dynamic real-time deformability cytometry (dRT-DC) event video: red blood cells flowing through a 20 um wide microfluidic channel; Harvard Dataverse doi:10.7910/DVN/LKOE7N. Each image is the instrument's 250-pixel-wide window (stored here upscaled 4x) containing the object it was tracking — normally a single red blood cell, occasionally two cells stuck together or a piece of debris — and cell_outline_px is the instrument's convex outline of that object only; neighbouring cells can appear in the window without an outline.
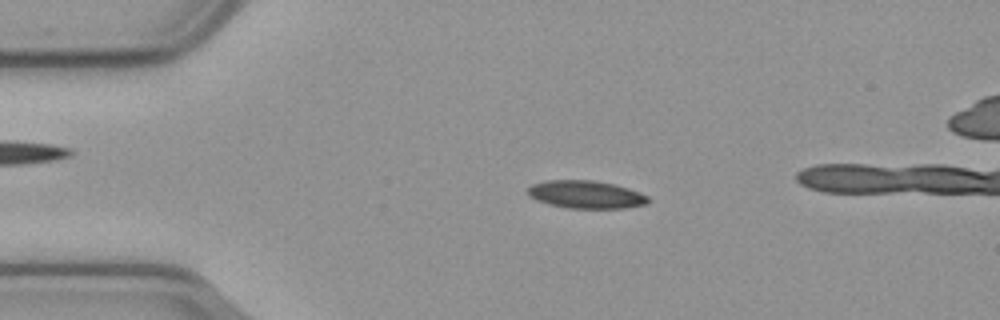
{"species": "common noctule bat (a hibernating species)", "species_latin": "Nyctalus noctula", "temperature_condition": "cold", "stored_images_in_passage": 48, "camera_frame_rate_fps": 3000, "um_per_image_px": 0.085, "animal": {"sex": "male", "body_mass_g": 23.1, "forearm_length_mm": 52.7}, "frame": {"image": 1, "passage_image": 9, "time_ms": 2.667, "image_size_px": [1000, 320], "cell_outline_px": [[648, 204], [624, 208], [568, 208], [548, 204], [536, 200], [528, 196], [528, 188], [532, 184], [544, 180], [596, 180], [616, 184], [640, 192], [648, 196]], "centroid_in_image_um": [49.8, 16.52], "position_along_channel_um": 35.2, "area_um2": 19.71}}
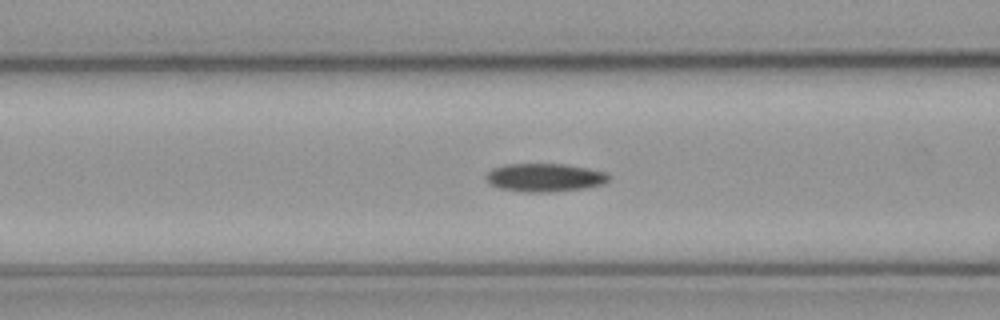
{"frame": {"image": 2, "passage_image": 19, "time_ms": 6.0, "image_size_px": [1000, 320], "cell_outline_px": [[608, 180], [604, 184], [584, 188], [548, 192], [524, 192], [500, 188], [488, 184], [484, 176], [492, 168], [504, 164], [564, 164], [588, 168], [608, 172]], "centroid_in_image_um": [46.27, 15.08], "position_along_channel_um": 120.3, "area_um2": 20.35}}
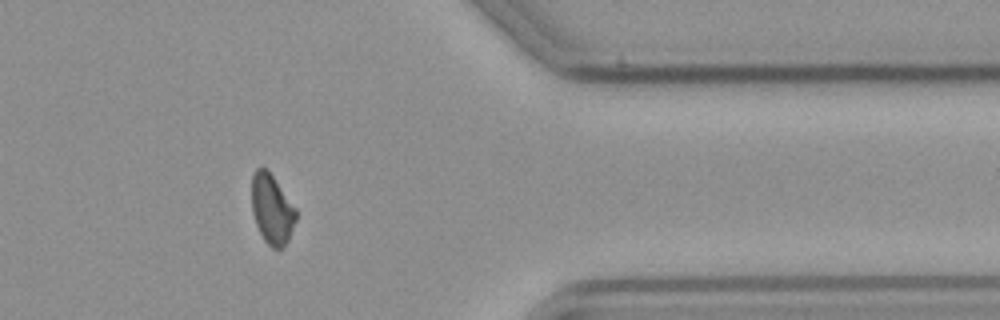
{"frame": {"image": 3, "passage_image": 43, "time_ms": 14.0, "image_size_px": [1000, 320], "cell_outline_px": [[296, 220], [288, 240], [284, 248], [272, 248], [264, 240], [256, 224], [252, 212], [252, 176], [256, 168], [264, 168], [272, 176], [296, 208]], "centroid_in_image_um": [23.11, 17.81], "position_along_channel_um": 388.3, "area_um2": 17.74}, "authors_computed_cell_mechanics": {"area_um2": 19.4208, "velocity_mm_per_s": 3.6144, "shape_relaxation_time_tau1_ms": 7.447, "shape_relaxation_time_tau2_ms": null, "deformation_change_tau1": 0.1527, "deformation_change_tau2": null}}